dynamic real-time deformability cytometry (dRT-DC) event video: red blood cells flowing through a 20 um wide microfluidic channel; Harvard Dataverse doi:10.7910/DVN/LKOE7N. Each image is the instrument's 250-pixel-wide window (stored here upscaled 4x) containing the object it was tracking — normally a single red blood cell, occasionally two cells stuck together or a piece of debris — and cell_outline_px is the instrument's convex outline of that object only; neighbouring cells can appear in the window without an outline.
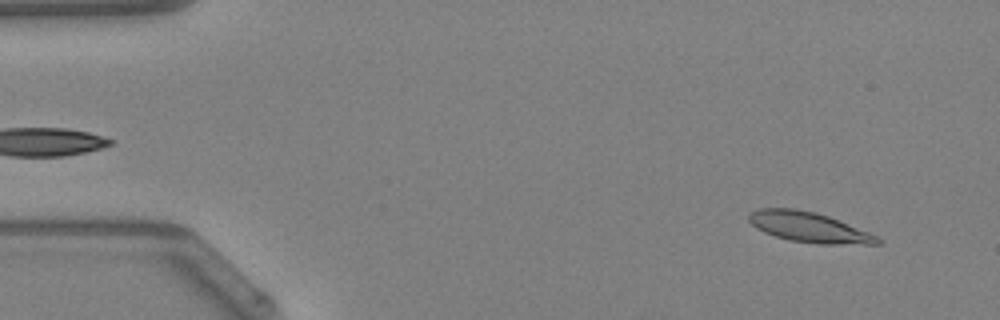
{"species": "Egyptian fruit bat (a non-hibernating species)", "species_latin": "Rousettus aegyptiacus", "temperature_condition": "warm", "stored_images_in_passage": 47, "camera_frame_rate_fps": 3000, "um_per_image_px": 0.085, "animal": {"sex": "female"}, "frame": {"image": 1, "passage_image": 3, "time_ms": 0.667, "image_size_px": [1000, 320], "cell_outline_px": [[884, 240], [880, 244], [820, 244], [788, 240], [764, 232], [756, 228], [748, 220], [748, 212], [760, 208], [796, 208], [816, 212], [828, 216], [880, 236]], "centroid_in_image_um": [68.78, 19.31], "position_along_channel_um": 16.2, "area_um2": 22.89}}
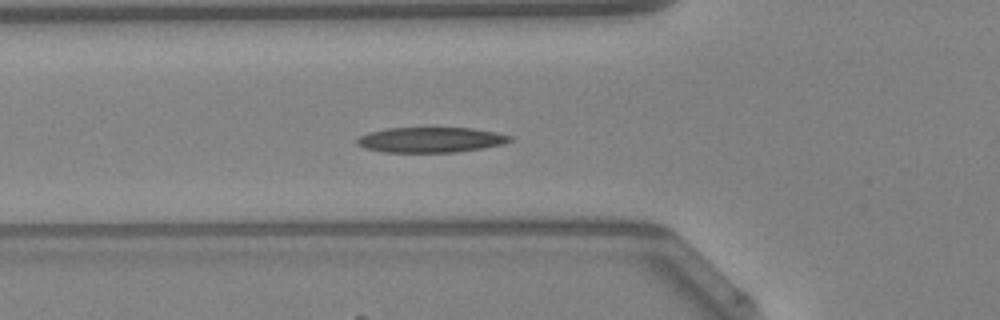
{"frame": {"image": 2, "passage_image": 16, "time_ms": 5.0, "image_size_px": [1000, 320], "cell_outline_px": [[512, 140], [504, 144], [456, 152], [384, 152], [364, 148], [356, 144], [356, 140], [360, 136], [368, 132], [388, 128], [472, 128], [496, 132], [512, 136]], "centroid_in_image_um": [36.6, 11.88], "position_along_channel_um": 89.2, "area_um2": 22.48}}
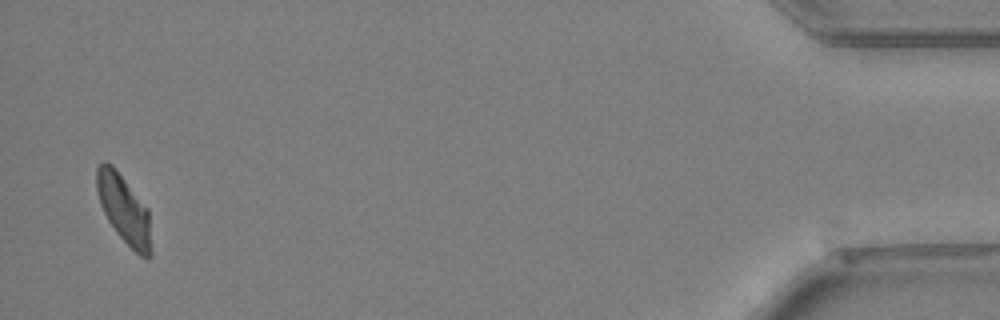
{"frame": {"image": 3, "passage_image": 46, "time_ms": 15.0, "image_size_px": [1000, 320], "cell_outline_px": [[152, 256], [148, 260], [140, 256], [116, 232], [108, 220], [100, 204], [96, 188], [96, 168], [104, 160], [112, 164], [116, 168], [148, 208], [152, 252]], "centroid_in_image_um": [10.55, 17.77], "position_along_channel_um": 424.7, "area_um2": 21.91}, "authors_computed_cell_mechanics": {"area_um2": 22.3686, "velocity_mm_per_s": 4.2216, "shape_relaxation_time_tau1_ms": 6.2369, "shape_relaxation_time_tau2_ms": 11.2709, "deformation_change_tau1": 0.1877, "deformation_change_tau2": 0.1866}}